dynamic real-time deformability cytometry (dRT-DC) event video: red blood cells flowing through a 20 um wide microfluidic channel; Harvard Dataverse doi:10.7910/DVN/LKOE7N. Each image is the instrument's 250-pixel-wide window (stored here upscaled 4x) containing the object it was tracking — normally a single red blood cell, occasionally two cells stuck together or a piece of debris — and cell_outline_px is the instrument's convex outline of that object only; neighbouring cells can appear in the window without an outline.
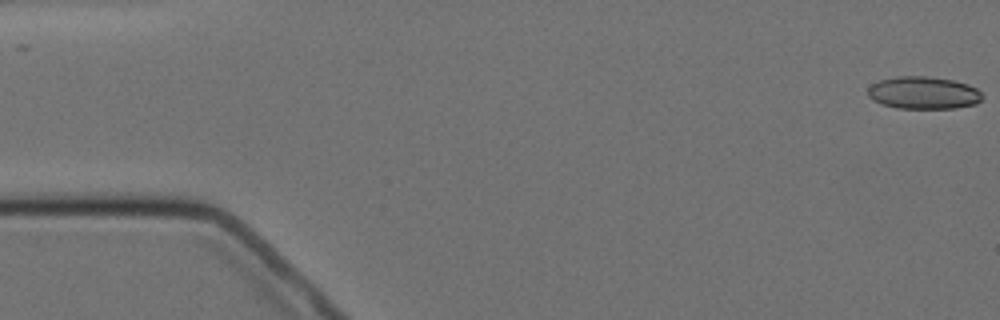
{"species": "Egyptian fruit bat (a non-hibernating species)", "species_latin": "Rousettus aegyptiacus", "temperature_condition": "cold", "stored_images_in_passage": 5, "camera_frame_rate_fps": 3000, "um_per_image_px": 0.085, "animal": {"sex": "female"}, "frame": {"image": 1, "passage_image": 1, "time_ms": 0.0, "image_size_px": [1000, 320], "cell_outline_px": [[984, 96], [976, 104], [956, 108], [896, 108], [872, 100], [868, 96], [868, 88], [872, 84], [880, 80], [896, 76], [928, 76], [952, 80], [968, 84], [976, 88]], "centroid_in_image_um": [78.5, 7.88], "position_along_channel_um": 6.5, "area_um2": 21.68}}
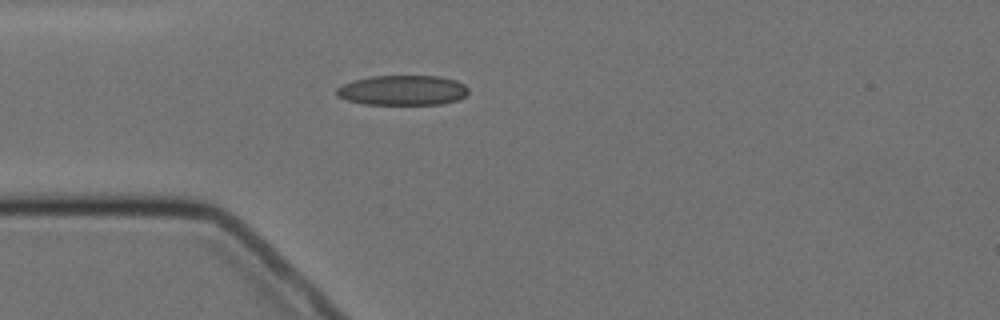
{"frame": {"image": 2, "passage_image": 5, "time_ms": 4.667, "image_size_px": [1000, 320], "cell_outline_px": [[468, 92], [460, 100], [440, 104], [364, 104], [348, 100], [336, 96], [336, 88], [352, 80], [372, 76], [440, 76], [456, 80], [464, 84], [468, 88]], "centroid_in_image_um": [34.23, 7.67], "position_along_channel_um": 50.8, "area_um2": 23.12}}